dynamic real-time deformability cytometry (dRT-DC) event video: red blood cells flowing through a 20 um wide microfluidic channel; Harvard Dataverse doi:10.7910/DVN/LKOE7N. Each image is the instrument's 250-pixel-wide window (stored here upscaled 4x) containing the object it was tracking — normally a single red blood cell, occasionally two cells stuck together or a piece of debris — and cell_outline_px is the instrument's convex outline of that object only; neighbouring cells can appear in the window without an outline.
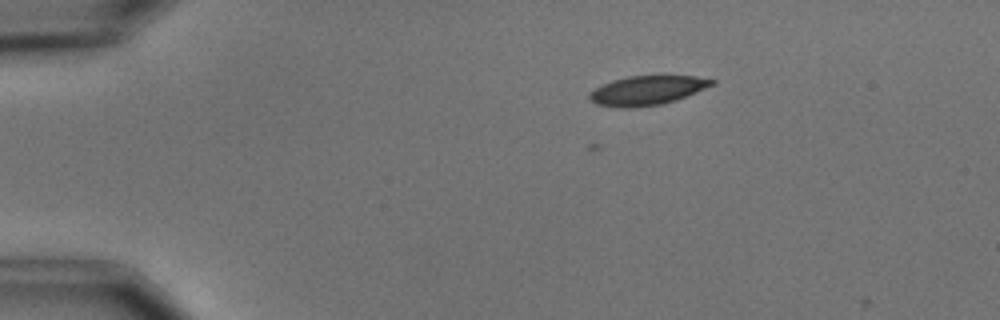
{"species": "common noctule bat (a hibernating species)", "species_latin": "Nyctalus noctula", "temperature_condition": "cold", "stored_images_in_passage": 4, "camera_frame_rate_fps": 3000, "um_per_image_px": 0.085, "animal": {"sex": "male", "body_mass_g": 15.6}, "frame": {"image": 1, "passage_image": 3, "time_ms": 2.333, "image_size_px": [1000, 320], "cell_outline_px": [[716, 84], [676, 100], [664, 104], [636, 108], [616, 108], [596, 104], [588, 96], [596, 88], [612, 80], [628, 76], [696, 76], [716, 80]], "centroid_in_image_um": [55.04, 7.7], "position_along_channel_um": 30.0, "area_um2": 20.92}}